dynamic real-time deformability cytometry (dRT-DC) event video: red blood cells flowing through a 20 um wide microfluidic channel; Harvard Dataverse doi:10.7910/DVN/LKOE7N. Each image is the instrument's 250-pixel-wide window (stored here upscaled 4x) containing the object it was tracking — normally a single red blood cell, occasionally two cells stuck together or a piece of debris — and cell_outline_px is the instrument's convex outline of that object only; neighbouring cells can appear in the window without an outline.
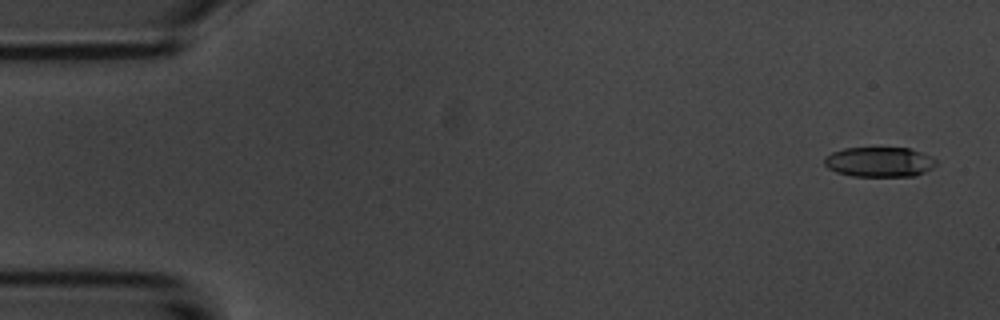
{"species": "common noctule bat (a hibernating species)", "species_latin": "Nyctalus noctula", "temperature_condition": "room temperature", "stored_images_in_passage": 6, "camera_frame_rate_fps": 3000, "um_per_image_px": 0.085, "animal": {"sex": "male", "body_mass_g": 20.1, "forearm_length_mm": 53.5}, "frame": {"image": 1, "passage_image": 6, "time_ms": 6.667, "image_size_px": [1000, 320], "cell_outline_px": [[936, 164], [932, 168], [916, 176], [852, 176], [836, 172], [828, 168], [824, 164], [824, 156], [832, 152], [844, 148], [908, 148], [920, 152], [936, 160]], "centroid_in_image_um": [74.7, 13.77], "position_along_channel_um": 10.3, "area_um2": 19.42}}